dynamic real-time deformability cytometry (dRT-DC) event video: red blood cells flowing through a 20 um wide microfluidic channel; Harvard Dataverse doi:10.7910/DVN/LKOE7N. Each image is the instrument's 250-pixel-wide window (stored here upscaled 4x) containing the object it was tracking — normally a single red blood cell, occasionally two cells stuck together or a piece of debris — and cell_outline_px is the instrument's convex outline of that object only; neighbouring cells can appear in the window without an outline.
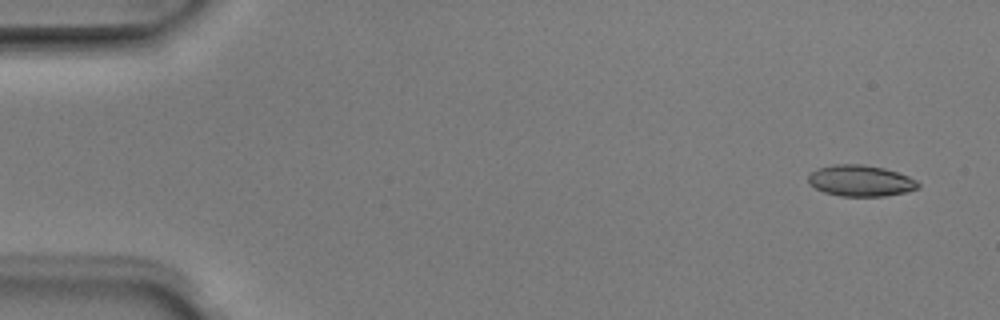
{"species": "Egyptian fruit bat (a non-hibernating species)", "species_latin": "Rousettus aegyptiacus", "temperature_condition": "room temperature", "stored_images_in_passage": 4, "camera_frame_rate_fps": 3000, "um_per_image_px": 0.085, "animal": {"sex": "male"}, "frame": {"image": 1, "passage_image": 1, "time_ms": 0.0, "image_size_px": [1000, 320], "cell_outline_px": [[920, 188], [908, 192], [884, 196], [840, 196], [824, 192], [808, 184], [808, 172], [816, 168], [832, 164], [864, 164], [884, 168], [908, 176], [916, 180], [920, 184]], "centroid_in_image_um": [73.12, 15.36], "position_along_channel_um": 11.9, "area_um2": 20.29}}
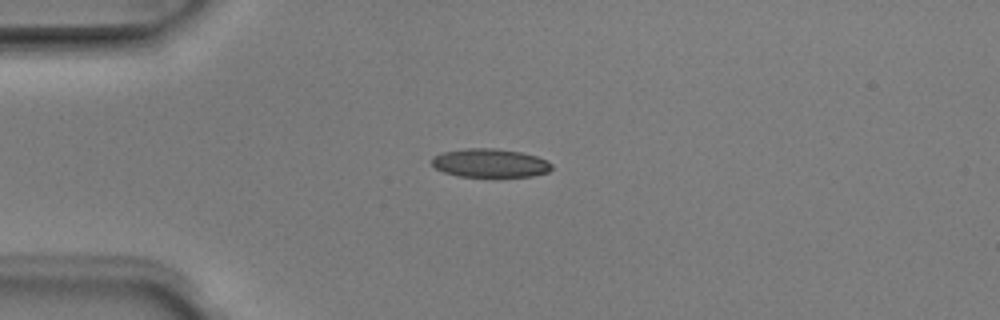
{"frame": {"image": 2, "passage_image": 4, "time_ms": 1.0, "image_size_px": [1000, 320], "cell_outline_px": [[552, 168], [548, 172], [532, 176], [456, 176], [444, 172], [436, 168], [432, 164], [432, 156], [444, 152], [464, 148], [496, 148], [520, 152], [536, 156], [552, 164]], "centroid_in_image_um": [41.63, 13.85], "position_along_channel_um": 43.4, "area_um2": 19.83}}